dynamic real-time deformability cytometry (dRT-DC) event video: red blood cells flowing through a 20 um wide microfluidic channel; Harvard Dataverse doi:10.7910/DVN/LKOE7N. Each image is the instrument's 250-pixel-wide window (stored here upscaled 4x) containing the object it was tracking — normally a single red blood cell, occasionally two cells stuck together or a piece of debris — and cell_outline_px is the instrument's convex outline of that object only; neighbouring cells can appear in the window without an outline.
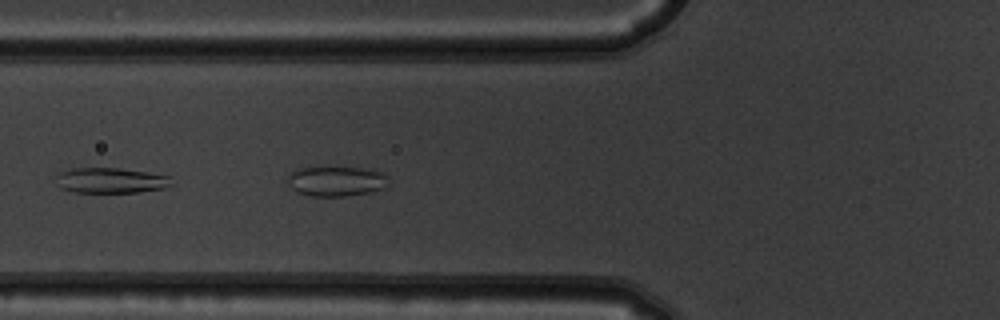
{"species": "common noctule bat (a hibernating species)", "species_latin": "Nyctalus noctula", "temperature_condition": "warm", "stored_images_in_passage": 5, "camera_frame_rate_fps": 3000, "um_per_image_px": 0.085, "animal": {"sex": "male", "body_mass_g": 19.5, "forearm_length_mm": 54.6}, "frame": {"image": 1, "passage_image": 5, "time_ms": 1.333, "image_size_px": [1000, 320], "cell_outline_px": [[388, 184], [384, 188], [372, 192], [344, 196], [312, 196], [296, 192], [288, 184], [288, 176], [292, 172], [300, 168], [360, 168], [380, 172], [388, 176]], "centroid_in_image_um": [28.59, 15.42], "position_along_channel_um": 97.2, "area_um2": 17.4}}